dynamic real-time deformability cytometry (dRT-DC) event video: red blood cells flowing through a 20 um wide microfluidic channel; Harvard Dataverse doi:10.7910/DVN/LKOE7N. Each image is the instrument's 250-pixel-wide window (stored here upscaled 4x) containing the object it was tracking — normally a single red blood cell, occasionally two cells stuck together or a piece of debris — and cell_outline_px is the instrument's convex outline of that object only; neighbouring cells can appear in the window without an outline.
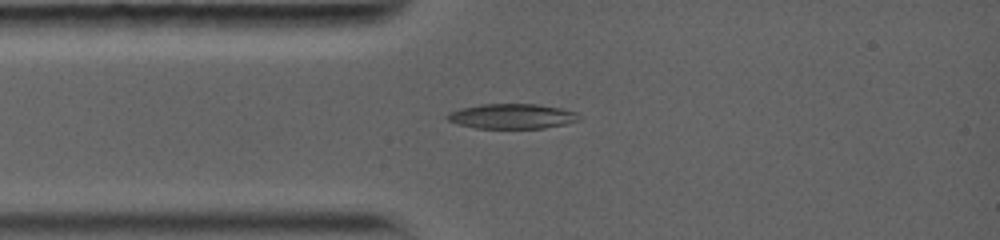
{"species": "common noctule bat (a hibernating species)", "species_latin": "Nyctalus noctula", "temperature_condition": "warm", "stored_images_in_passage": 8, "camera_frame_rate_fps": 5000, "um_per_image_px": 0.085, "animal": {"sex": "female", "body_mass_g": 19.0, "forearm_length_mm": 56.7}, "frame": {"image": 1, "passage_image": 4, "time_ms": 2.6, "image_size_px": [1000, 240], "cell_outline_px": [[580, 120], [564, 124], [544, 128], [476, 128], [460, 124], [448, 120], [444, 116], [448, 112], [460, 108], [480, 104], [536, 104], [560, 108], [576, 112]], "centroid_in_image_um": [43.48, 9.87], "position_along_channel_um": 41.5, "area_um2": 19.07}}
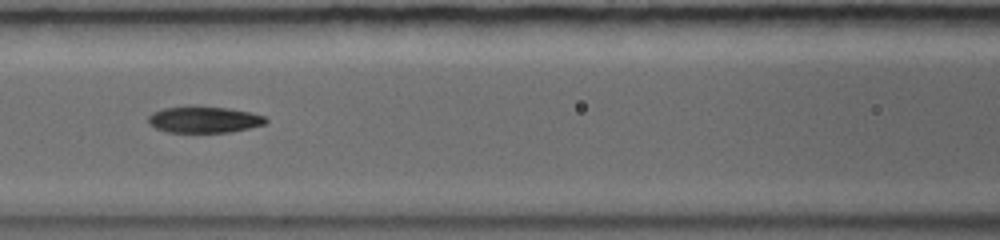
{"frame": {"image": 2, "passage_image": 7, "time_ms": 5.4, "image_size_px": [1000, 240], "cell_outline_px": [[268, 120], [264, 124], [232, 132], [168, 132], [156, 128], [148, 124], [148, 116], [152, 112], [164, 108], [228, 108], [252, 112], [264, 116]], "centroid_in_image_um": [17.35, 10.19], "position_along_channel_um": 149.2, "area_um2": 17.57}}
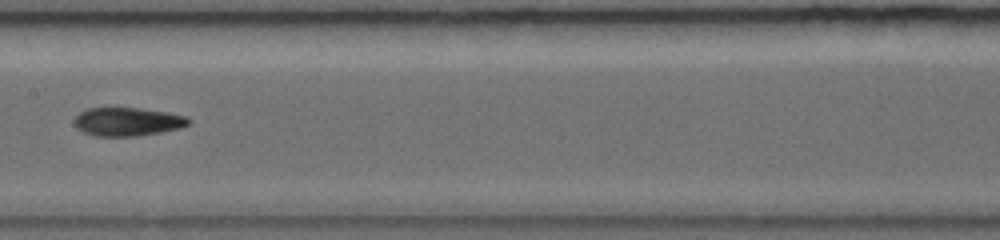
{"frame": {"image": 3, "passage_image": 8, "time_ms": 6.6, "image_size_px": [1000, 240], "cell_outline_px": [[192, 120], [188, 124], [180, 128], [160, 132], [136, 136], [96, 136], [84, 132], [76, 128], [72, 120], [80, 112], [88, 108], [136, 108], [168, 112], [188, 116]], "centroid_in_image_um": [10.84, 10.34], "position_along_channel_um": 196.6, "area_um2": 19.02}}